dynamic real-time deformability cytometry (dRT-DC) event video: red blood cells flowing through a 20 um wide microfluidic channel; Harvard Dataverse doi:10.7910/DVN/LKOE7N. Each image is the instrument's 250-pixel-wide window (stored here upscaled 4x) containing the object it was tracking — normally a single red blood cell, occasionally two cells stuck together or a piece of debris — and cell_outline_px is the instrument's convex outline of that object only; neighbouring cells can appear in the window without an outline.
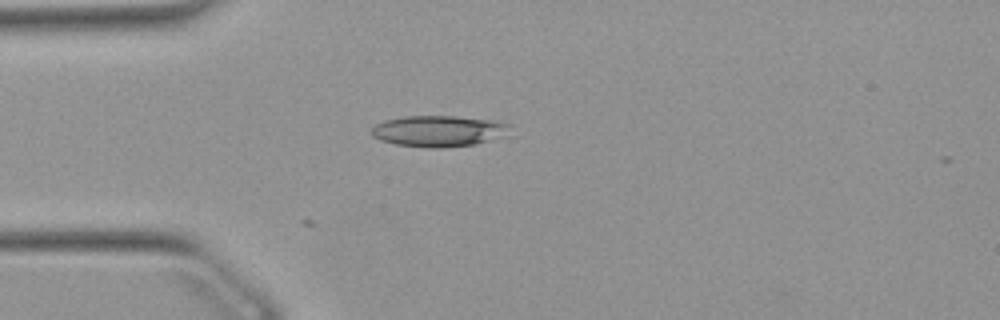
{"species": "Egyptian fruit bat (a non-hibernating species)", "species_latin": "Rousettus aegyptiacus", "temperature_condition": "warm", "stored_images_in_passage": 5, "camera_frame_rate_fps": 3000, "um_per_image_px": 0.085, "animal": {"sex": "female"}, "frame": {"image": 1, "passage_image": 1, "time_ms": 0.0, "image_size_px": [1000, 320], "cell_outline_px": [[516, 136], [476, 144], [440, 148], [428, 148], [396, 144], [380, 140], [372, 136], [372, 128], [376, 124], [384, 120], [404, 116], [456, 116], [492, 120], [512, 124]], "centroid_in_image_um": [37.47, 11.15], "position_along_channel_um": 47.5, "area_um2": 26.01}}
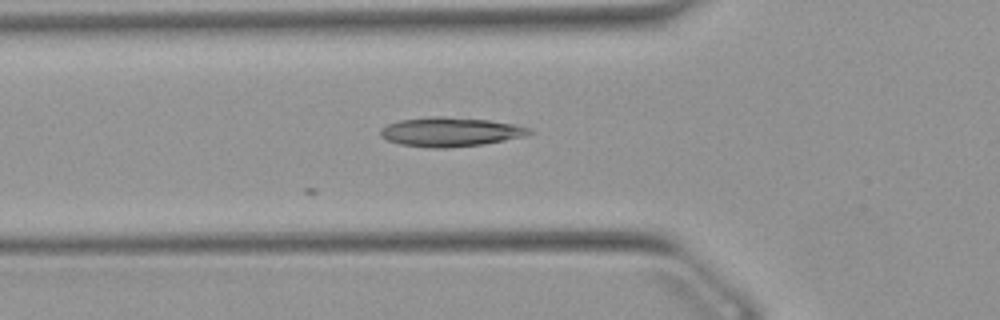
{"frame": {"image": 2, "passage_image": 5, "time_ms": 1.333, "image_size_px": [1000, 320], "cell_outline_px": [[532, 132], [524, 136], [504, 140], [480, 144], [448, 148], [428, 148], [400, 144], [388, 140], [380, 136], [380, 128], [388, 124], [400, 120], [428, 116], [444, 116], [488, 120], [516, 124], [532, 128]], "centroid_in_image_um": [38.26, 11.2], "position_along_channel_um": 87.5, "area_um2": 25.37}}